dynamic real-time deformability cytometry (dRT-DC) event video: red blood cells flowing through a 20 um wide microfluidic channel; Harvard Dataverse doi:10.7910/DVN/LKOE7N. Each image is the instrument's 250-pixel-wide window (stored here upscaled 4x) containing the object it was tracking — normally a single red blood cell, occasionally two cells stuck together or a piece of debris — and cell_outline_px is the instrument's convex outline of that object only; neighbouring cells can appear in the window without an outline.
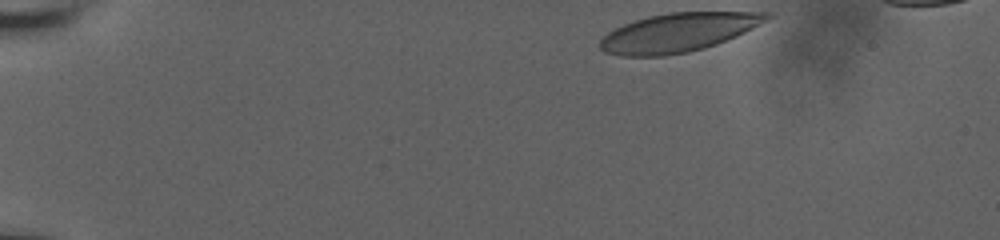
{"species": "human", "species_latin": "Homo sapiens", "temperature_condition": "room temperature", "stored_images_in_passage": 13, "camera_frame_rate_fps": 3000, "um_per_image_px": 0.085, "donor": {"sex": "male"}, "frame": {"image": 1, "passage_image": 1, "time_ms": 0.0, "image_size_px": [1000, 240], "cell_outline_px": [[776, 16], [736, 36], [716, 44], [704, 48], [688, 52], [664, 56], [620, 56], [604, 52], [600, 48], [600, 40], [608, 32], [624, 24], [648, 16], [668, 12], [772, 12]], "centroid_in_image_um": [57.67, 2.75], "position_along_channel_um": 27.3, "area_um2": 37.69}}